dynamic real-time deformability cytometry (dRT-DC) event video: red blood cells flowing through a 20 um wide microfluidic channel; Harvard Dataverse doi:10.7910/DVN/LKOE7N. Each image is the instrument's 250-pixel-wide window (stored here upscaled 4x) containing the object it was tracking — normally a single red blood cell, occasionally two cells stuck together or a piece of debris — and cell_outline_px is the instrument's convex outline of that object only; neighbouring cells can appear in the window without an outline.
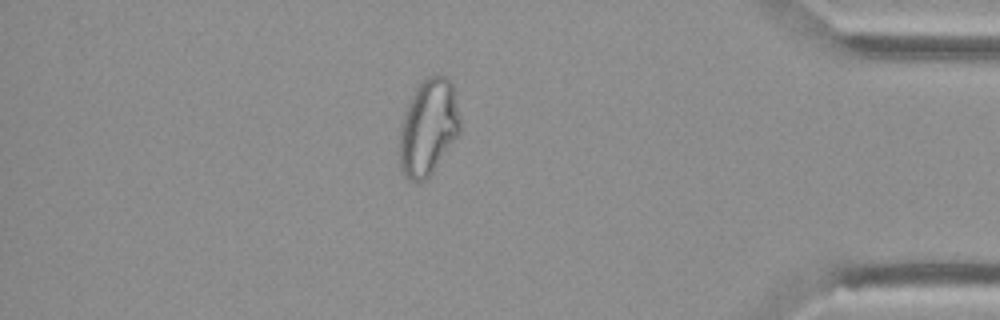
{"species": "Egyptian fruit bat (a non-hibernating species)", "species_latin": "Rousettus aegyptiacus", "temperature_condition": "cold", "stored_images_in_passage": 53, "camera_frame_rate_fps": 3000, "um_per_image_px": 0.085, "animal": {"sex": "female"}, "frame": {"image": 1, "passage_image": 46, "time_ms": 15.0, "image_size_px": [1000, 320], "cell_outline_px": [[460, 132], [432, 172], [424, 180], [416, 184], [408, 180], [404, 176], [400, 168], [400, 128], [404, 112], [420, 80], [432, 72], [436, 72], [448, 76], [452, 80], [460, 116]], "centroid_in_image_um": [36.41, 10.76], "position_along_channel_um": 398.8, "area_um2": 34.51}}